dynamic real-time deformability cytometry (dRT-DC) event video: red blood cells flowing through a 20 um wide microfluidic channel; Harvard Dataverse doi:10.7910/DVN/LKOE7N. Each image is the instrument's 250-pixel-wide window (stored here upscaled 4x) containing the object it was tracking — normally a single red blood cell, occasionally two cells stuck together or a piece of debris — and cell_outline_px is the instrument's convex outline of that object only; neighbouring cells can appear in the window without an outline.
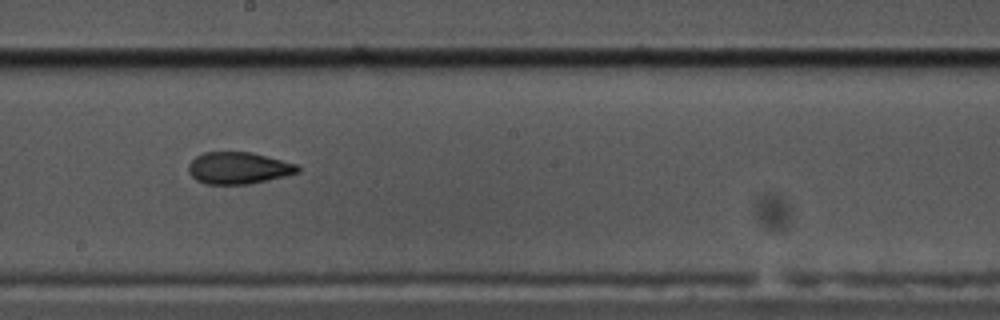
{"species": "common noctule bat (a hibernating species)", "species_latin": "Nyctalus noctula", "temperature_condition": "cold", "stored_images_in_passage": 42, "camera_frame_rate_fps": 3000, "um_per_image_px": 0.085, "animal": {"sex": "male", "body_mass_g": 17.5, "forearm_length_mm": 52.3}, "frame": {"image": 1, "passage_image": 16, "time_ms": 5.0, "image_size_px": [1000, 320], "cell_outline_px": [[300, 172], [284, 176], [248, 184], [204, 184], [196, 180], [188, 172], [188, 164], [196, 156], [204, 152], [252, 152], [296, 164], [300, 168]], "centroid_in_image_um": [20.24, 14.28], "position_along_channel_um": 228.0, "area_um2": 20.23}}
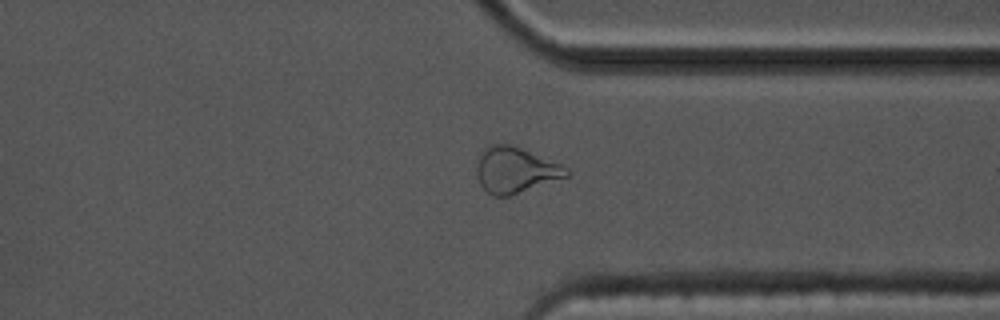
{"frame": {"image": 2, "passage_image": 28, "time_ms": 9.0, "image_size_px": [1000, 320], "cell_outline_px": [[572, 172], [568, 176], [508, 196], [492, 196], [480, 184], [476, 172], [476, 168], [480, 156], [484, 148], [488, 144], [508, 144], [520, 148], [560, 164], [568, 168]], "centroid_in_image_um": [43.79, 14.45], "position_along_channel_um": 367.6, "area_um2": 23.58}}
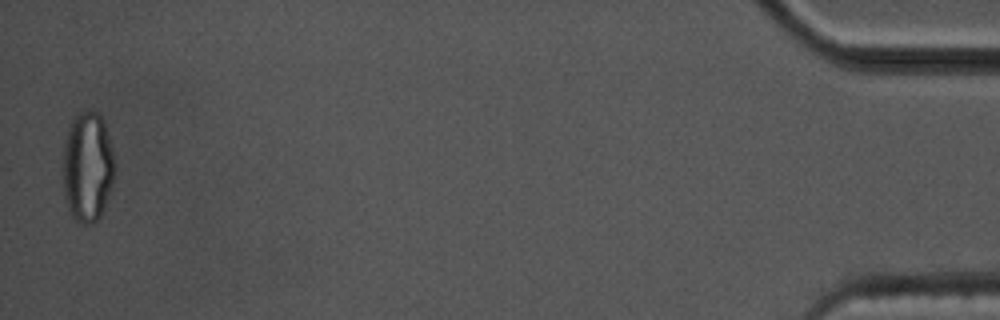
{"frame": {"image": 3, "passage_image": 41, "time_ms": 13.333, "image_size_px": [1000, 320], "cell_outline_px": [[116, 172], [104, 208], [100, 216], [92, 224], [84, 224], [76, 220], [72, 216], [68, 208], [64, 196], [64, 144], [68, 128], [72, 120], [80, 112], [96, 112], [104, 120], [116, 164]], "centroid_in_image_um": [7.46, 14.2], "position_along_channel_um": 427.7, "area_um2": 33.18}, "authors_computed_cell_mechanics": {"area_um2": 21.0392, "velocity_mm_per_s": 3.5033, "shape_relaxation_time_tau1_ms": 4.7991, "shape_relaxation_time_tau2_ms": 3.1161, "deformation_change_tau1": 0.1757, "deformation_change_tau2": 0.1102}}